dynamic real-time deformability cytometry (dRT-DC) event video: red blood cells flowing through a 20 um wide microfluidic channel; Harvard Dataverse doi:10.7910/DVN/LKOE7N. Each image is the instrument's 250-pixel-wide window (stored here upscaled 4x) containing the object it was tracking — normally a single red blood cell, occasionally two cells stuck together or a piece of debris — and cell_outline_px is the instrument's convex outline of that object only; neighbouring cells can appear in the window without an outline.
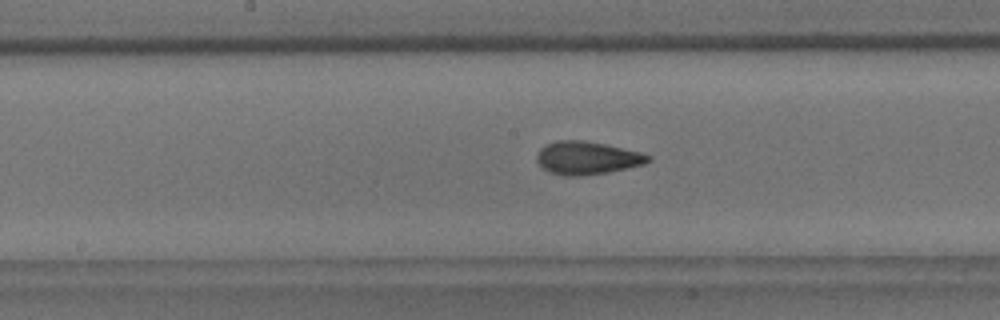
{"species": "common noctule bat (a hibernating species)", "species_latin": "Nyctalus noctula", "temperature_condition": "room temperature", "stored_images_in_passage": 38, "camera_frame_rate_fps": 3000, "um_per_image_px": 0.085, "animal": {"sex": "male", "body_mass_g": 18.8}, "frame": {"image": 1, "passage_image": 16, "time_ms": 5.0, "image_size_px": [1000, 320], "cell_outline_px": [[652, 160], [644, 164], [608, 172], [580, 176], [564, 176], [548, 172], [536, 160], [536, 156], [540, 148], [556, 140], [584, 140], [604, 144], [640, 152], [652, 156]], "centroid_in_image_um": [49.89, 13.43], "position_along_channel_um": 198.3, "area_um2": 21.39}}
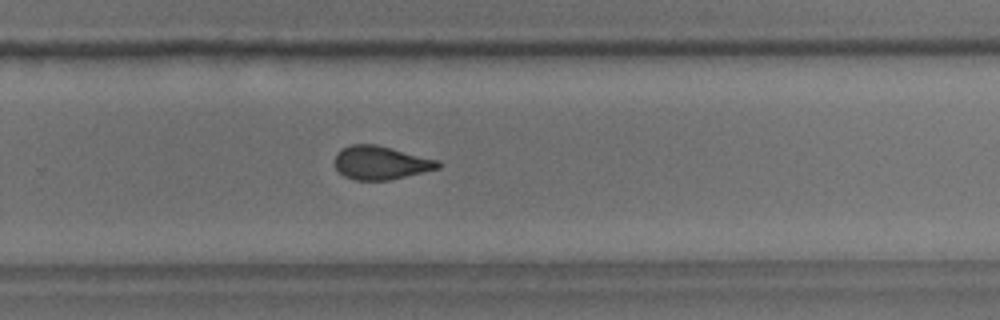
{"frame": {"image": 2, "passage_image": 24, "time_ms": 7.667, "image_size_px": [1000, 320], "cell_outline_px": [[440, 168], [424, 172], [388, 180], [356, 180], [344, 176], [336, 168], [336, 152], [340, 148], [352, 144], [376, 144], [440, 160]], "centroid_in_image_um": [32.37, 13.82], "position_along_channel_um": 297.4, "area_um2": 20.17}}
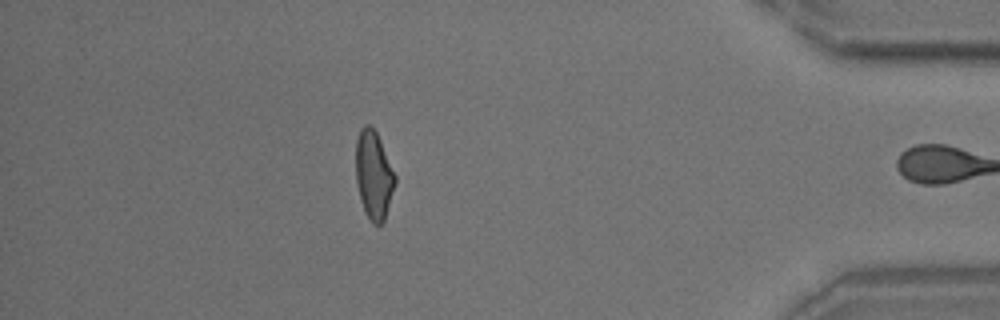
{"frame": {"image": 3, "passage_image": 36, "time_ms": 11.667, "image_size_px": [1000, 320], "cell_outline_px": [[396, 180], [384, 220], [380, 224], [372, 224], [364, 212], [360, 200], [356, 180], [356, 140], [360, 128], [364, 124], [368, 124], [376, 132], [380, 140], [396, 176]], "centroid_in_image_um": [31.74, 14.88], "position_along_channel_um": 403.5, "area_um2": 20.06}, "authors_computed_cell_mechanics": {"area_um2": 20.7213, "velocity_mm_per_s": 3.7387, "shape_relaxation_time_tau1_ms": 6.8553, "shape_relaxation_time_tau2_ms": 1.6772, "deformation_change_tau1": 0.1642, "deformation_change_tau2": 0.0797}}